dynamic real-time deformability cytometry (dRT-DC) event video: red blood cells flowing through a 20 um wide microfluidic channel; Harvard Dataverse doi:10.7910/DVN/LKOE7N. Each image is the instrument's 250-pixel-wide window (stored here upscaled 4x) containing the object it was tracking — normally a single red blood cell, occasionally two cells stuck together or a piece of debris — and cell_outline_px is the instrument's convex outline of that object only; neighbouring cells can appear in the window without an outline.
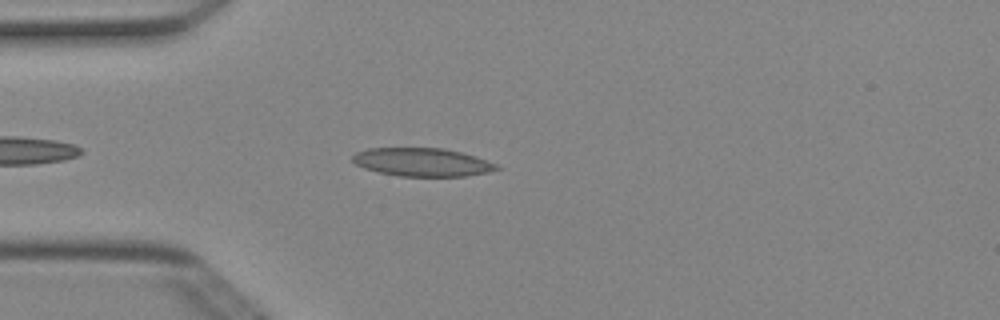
{"species": "Egyptian fruit bat (a non-hibernating species)", "species_latin": "Rousettus aegyptiacus", "temperature_condition": "cold", "stored_images_in_passage": 39, "camera_frame_rate_fps": 3000, "um_per_image_px": 0.085, "animal": {"sex": "female"}, "frame": {"image": 1, "passage_image": 5, "time_ms": 1.333, "image_size_px": [1000, 320], "cell_outline_px": [[500, 168], [488, 172], [464, 176], [400, 176], [380, 172], [364, 168], [356, 164], [352, 160], [352, 156], [356, 152], [368, 148], [444, 148], [476, 156], [500, 164]], "centroid_in_image_um": [35.92, 13.78], "position_along_channel_um": 49.1, "area_um2": 23.76}}
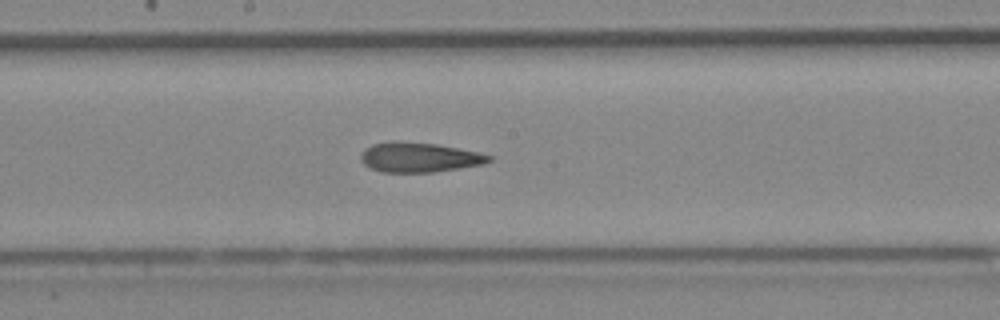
{"frame": {"image": 2, "passage_image": 18, "time_ms": 5.667, "image_size_px": [1000, 320], "cell_outline_px": [[492, 160], [484, 164], [460, 168], [432, 172], [380, 172], [364, 164], [360, 160], [360, 152], [364, 148], [372, 144], [392, 140], [436, 144], [480, 152], [492, 156]], "centroid_in_image_um": [35.61, 13.36], "position_along_channel_um": 212.6, "area_um2": 22.43}}
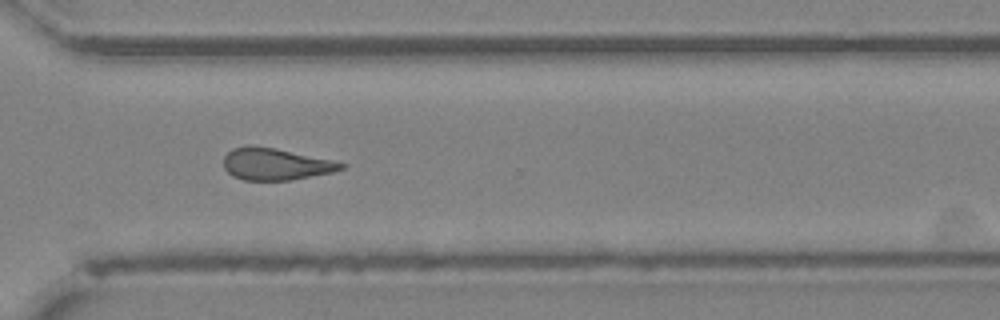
{"frame": {"image": 3, "passage_image": 28, "time_ms": 9.0, "image_size_px": [1000, 320], "cell_outline_px": [[348, 164], [344, 168], [332, 172], [288, 180], [244, 180], [232, 176], [224, 168], [224, 156], [232, 148], [248, 144], [252, 144], [276, 148], [332, 160]], "centroid_in_image_um": [23.39, 13.93], "position_along_channel_um": 347.2, "area_um2": 21.91}, "authors_computed_cell_mechanics": {"area_um2": 22.4842, "velocity_mm_per_s": 4.0365, "shape_relaxation_time_tau1_ms": null, "shape_relaxation_time_tau2_ms": 8.1196, "deformation_change_tau1": null, "deformation_change_tau2": 0.1866}}